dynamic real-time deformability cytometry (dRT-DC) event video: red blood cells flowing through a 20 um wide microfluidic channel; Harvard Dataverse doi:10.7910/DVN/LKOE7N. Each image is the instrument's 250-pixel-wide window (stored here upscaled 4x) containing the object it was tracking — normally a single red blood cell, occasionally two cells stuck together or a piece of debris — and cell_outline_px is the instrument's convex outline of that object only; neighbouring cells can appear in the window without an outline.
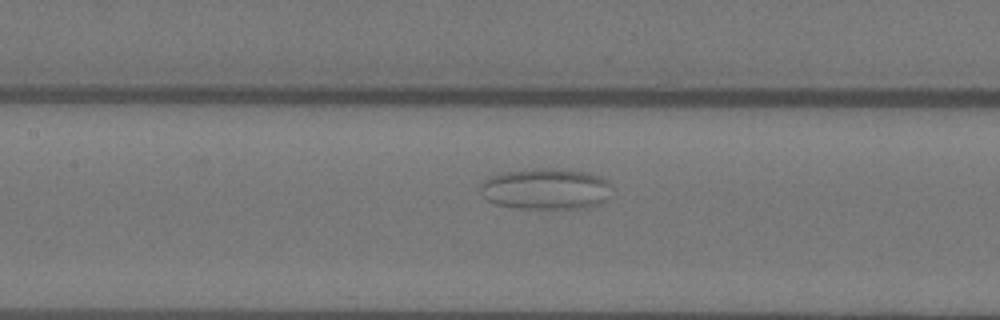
{"species": "Egyptian fruit bat (a non-hibernating species)", "species_latin": "Rousettus aegyptiacus", "temperature_condition": "warm", "stored_images_in_passage": 43, "camera_frame_rate_fps": 3000, "um_per_image_px": 0.085, "animal": {"sex": "female"}, "frame": {"image": 1, "passage_image": 10, "time_ms": 3.0, "image_size_px": [1000, 320], "cell_outline_px": [[608, 184], [604, 200], [600, 204], [588, 208], [520, 208], [496, 204], [488, 200], [480, 192], [480, 184], [488, 176], [504, 172], [532, 168], [552, 168], [584, 172], [600, 176], [608, 180]], "centroid_in_image_um": [46.33, 16.05], "position_along_channel_um": 161.1, "area_um2": 31.27}}
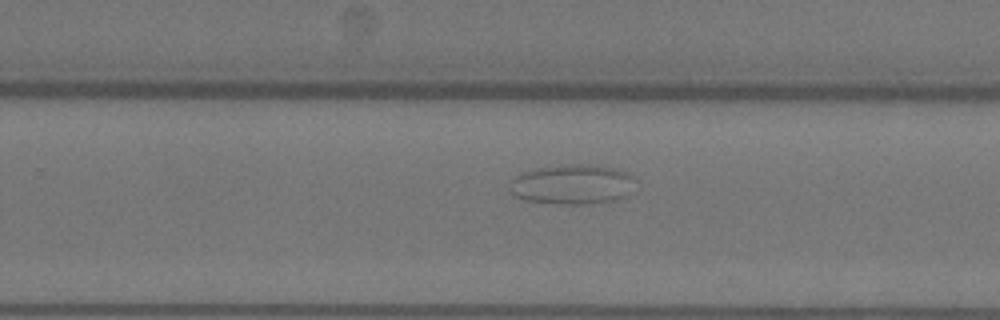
{"frame": {"image": 2, "passage_image": 22, "time_ms": 7.0, "image_size_px": [1000, 320], "cell_outline_px": [[636, 180], [624, 196], [616, 200], [584, 204], [556, 204], [524, 200], [512, 196], [508, 192], [512, 180], [516, 176], [532, 168], [568, 164], [592, 164], [616, 168], [628, 172], [636, 176]], "centroid_in_image_um": [48.62, 15.66], "position_along_channel_um": 281.2, "area_um2": 29.59}}
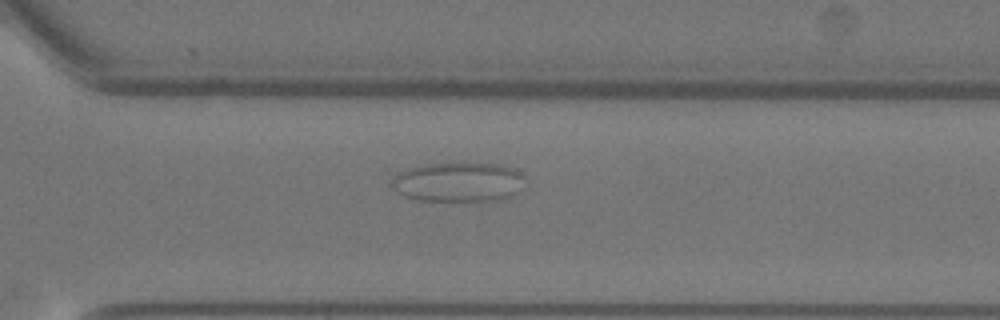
{"frame": {"image": 3, "passage_image": 27, "time_ms": 8.667, "image_size_px": [1000, 320], "cell_outline_px": [[524, 176], [516, 192], [512, 196], [500, 200], [420, 200], [404, 196], [396, 192], [392, 184], [392, 180], [400, 172], [408, 168], [420, 164], [464, 160], [496, 164], [512, 168], [520, 172]], "centroid_in_image_um": [38.93, 15.42], "position_along_channel_um": 331.7, "area_um2": 31.15}}